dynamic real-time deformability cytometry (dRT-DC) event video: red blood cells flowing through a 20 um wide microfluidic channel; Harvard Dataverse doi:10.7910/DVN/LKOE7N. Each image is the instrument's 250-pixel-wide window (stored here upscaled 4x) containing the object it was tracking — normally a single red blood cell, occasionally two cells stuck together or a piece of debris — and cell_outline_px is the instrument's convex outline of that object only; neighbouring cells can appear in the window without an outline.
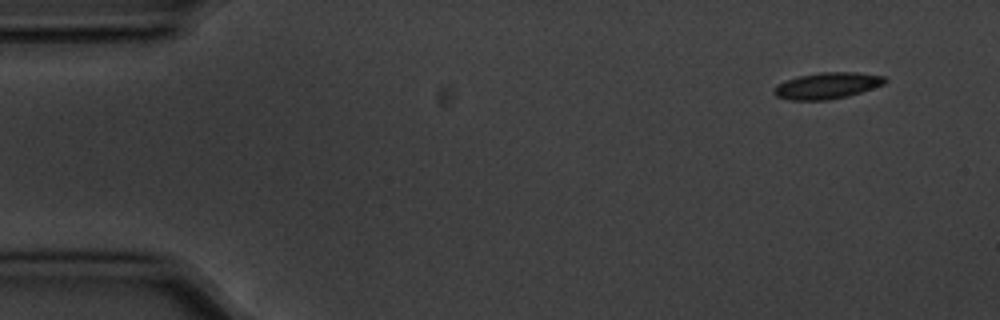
{"species": "common noctule bat (a hibernating species)", "species_latin": "Nyctalus noctula", "temperature_condition": "cold", "stored_images_in_passage": 4, "camera_frame_rate_fps": 3000, "um_per_image_px": 0.085, "animal": {"sex": "male", "body_mass_g": 20.1, "forearm_length_mm": 53.5}, "frame": {"image": 1, "passage_image": 1, "time_ms": 0.0, "image_size_px": [1000, 320], "cell_outline_px": [[888, 80], [884, 84], [848, 96], [828, 100], [788, 100], [776, 96], [772, 92], [772, 88], [776, 84], [800, 76], [820, 72], [856, 72], [884, 76]], "centroid_in_image_um": [70.28, 7.28], "position_along_channel_um": 14.7, "area_um2": 17.05}}
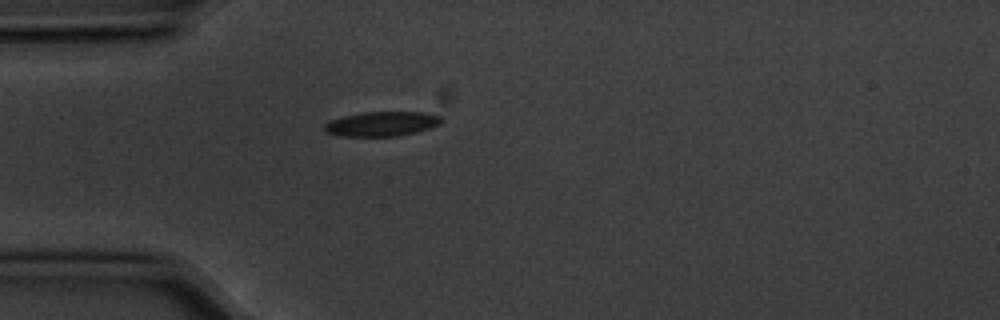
{"frame": {"image": 2, "passage_image": 4, "time_ms": 1.0, "image_size_px": [1000, 320], "cell_outline_px": [[444, 120], [440, 124], [416, 132], [396, 136], [340, 136], [328, 132], [324, 128], [324, 124], [332, 120], [344, 116], [364, 112], [424, 112], [440, 116]], "centroid_in_image_um": [32.48, 10.52], "position_along_channel_um": 52.5, "area_um2": 16.59}}